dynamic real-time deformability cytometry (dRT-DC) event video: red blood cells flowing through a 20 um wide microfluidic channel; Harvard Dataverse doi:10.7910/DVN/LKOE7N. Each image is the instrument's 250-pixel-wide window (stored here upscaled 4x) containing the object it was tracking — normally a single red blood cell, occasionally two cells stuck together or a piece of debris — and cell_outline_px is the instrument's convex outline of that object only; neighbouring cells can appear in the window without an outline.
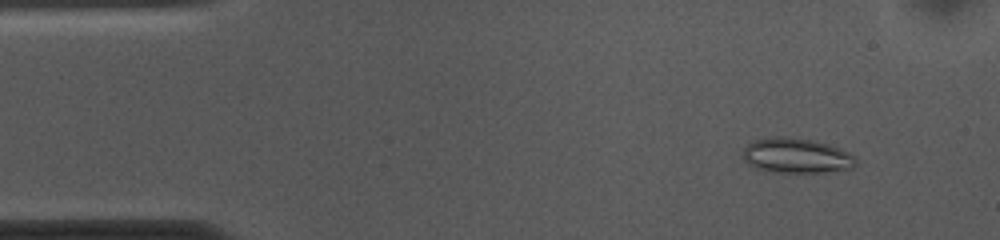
{"species": "common noctule bat (a hibernating species)", "species_latin": "Nyctalus noctula", "temperature_condition": "cold", "stored_images_in_passage": 53, "camera_frame_rate_fps": 3000, "um_per_image_px": 0.085, "animal": {"sex": "female", "body_mass_g": 10.0, "forearm_length_mm": 53.1}, "frame": {"image": 1, "passage_image": 5, "time_ms": 1.333, "image_size_px": [1000, 240], "cell_outline_px": [[856, 164], [852, 168], [828, 172], [768, 172], [756, 168], [748, 164], [740, 156], [744, 148], [752, 140], [776, 136], [788, 136], [828, 144], [840, 148], [848, 152], [856, 160]], "centroid_in_image_um": [67.63, 13.23], "position_along_channel_um": 17.4, "area_um2": 23.18}}
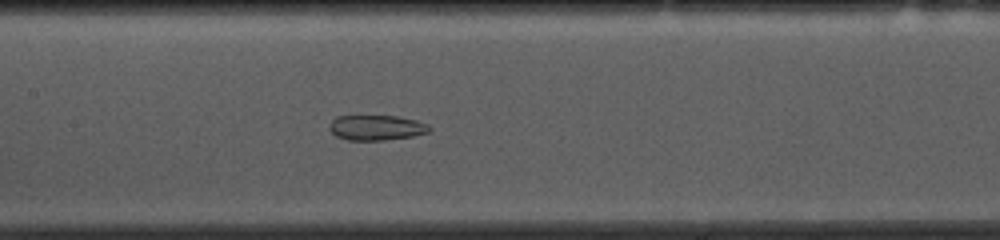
{"frame": {"image": 2, "passage_image": 24, "time_ms": 7.667, "image_size_px": [1000, 240], "cell_outline_px": [[432, 128], [428, 132], [412, 136], [384, 140], [348, 140], [336, 136], [328, 128], [332, 120], [336, 116], [396, 116], [416, 120], [428, 124]], "centroid_in_image_um": [31.99, 10.85], "position_along_channel_um": 175.4, "area_um2": 14.62}}
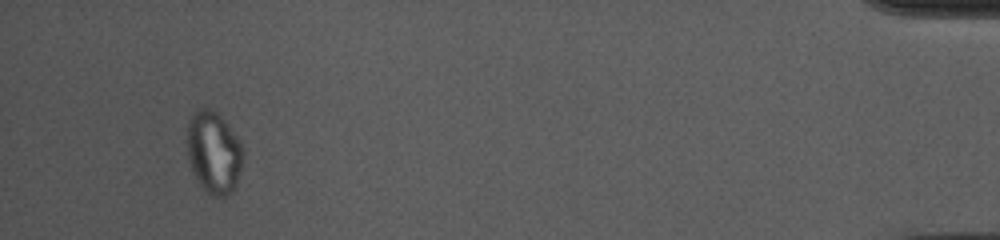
{"frame": {"image": 3, "passage_image": 50, "time_ms": 16.333, "image_size_px": [1000, 240], "cell_outline_px": [[244, 152], [240, 172], [236, 184], [232, 192], [228, 196], [212, 196], [196, 180], [192, 172], [188, 160], [188, 120], [200, 108], [212, 108], [224, 120], [240, 140], [244, 148]], "centroid_in_image_um": [18.19, 12.97], "position_along_channel_um": 417.0, "area_um2": 26.82}, "authors_computed_cell_mechanics": {"area_um2": 21.675, "velocity_mm_per_s": 3.6783, "shape_relaxation_time_tau1_ms": null, "shape_relaxation_time_tau2_ms": 1.736, "deformation_change_tau1": null, "deformation_change_tau2": 0.0643}}